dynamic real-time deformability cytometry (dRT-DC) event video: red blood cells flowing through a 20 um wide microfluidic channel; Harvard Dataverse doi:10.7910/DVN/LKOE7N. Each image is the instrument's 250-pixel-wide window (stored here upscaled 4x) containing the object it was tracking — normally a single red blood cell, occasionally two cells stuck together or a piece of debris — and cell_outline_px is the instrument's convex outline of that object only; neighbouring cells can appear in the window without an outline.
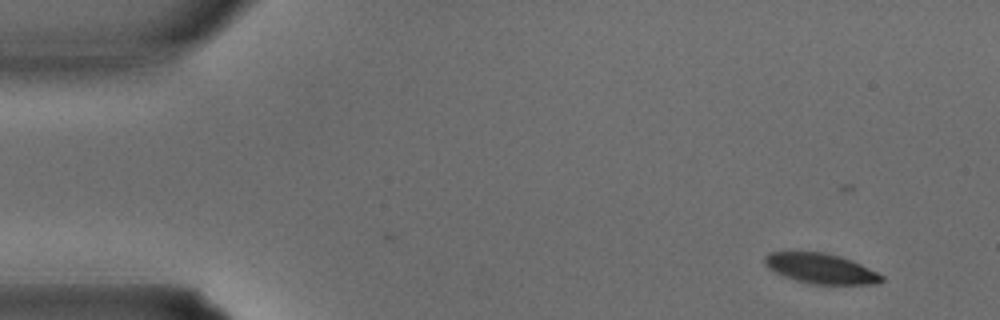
{"species": "common noctule bat (a hibernating species)", "species_latin": "Nyctalus noctula", "temperature_condition": "warm", "stored_images_in_passage": 33, "camera_frame_rate_fps": 3000, "um_per_image_px": 0.085, "animal": {"sex": "male", "body_mass_g": 15.6}, "frame": {"image": 1, "passage_image": 1, "time_ms": 0.0, "image_size_px": [1000, 320], "cell_outline_px": [[884, 280], [876, 284], [812, 284], [796, 280], [784, 276], [768, 268], [764, 264], [764, 256], [768, 252], [824, 252], [840, 256], [852, 260], [884, 276]], "centroid_in_image_um": [69.75, 22.82], "position_along_channel_um": 15.2, "area_um2": 20.46}}
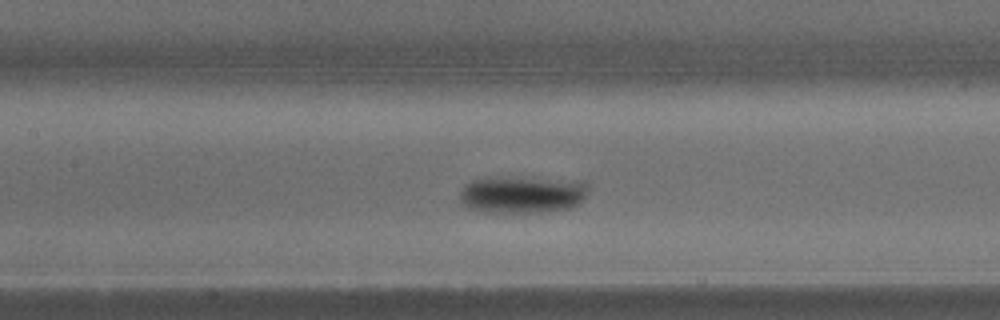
{"frame": {"image": 2, "passage_image": 14, "time_ms": 4.333, "image_size_px": [1000, 320], "cell_outline_px": [[588, 192], [584, 200], [580, 204], [568, 208], [540, 212], [484, 212], [468, 208], [460, 200], [460, 192], [472, 180], [484, 176], [496, 176], [584, 180], [588, 184]], "centroid_in_image_um": [44.43, 16.5], "position_along_channel_um": 163.0, "area_um2": 28.44}}
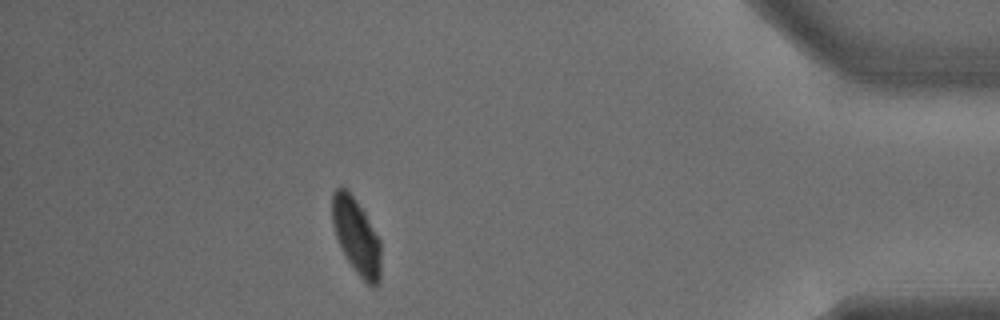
{"frame": {"image": 3, "passage_image": 29, "time_ms": 9.333, "image_size_px": [1000, 320], "cell_outline_px": [[380, 280], [372, 288], [356, 272], [348, 260], [336, 236], [332, 224], [332, 192], [340, 184], [352, 196], [364, 212], [380, 240]], "centroid_in_image_um": [30.28, 20.07], "position_along_channel_um": 404.9, "area_um2": 21.15}}